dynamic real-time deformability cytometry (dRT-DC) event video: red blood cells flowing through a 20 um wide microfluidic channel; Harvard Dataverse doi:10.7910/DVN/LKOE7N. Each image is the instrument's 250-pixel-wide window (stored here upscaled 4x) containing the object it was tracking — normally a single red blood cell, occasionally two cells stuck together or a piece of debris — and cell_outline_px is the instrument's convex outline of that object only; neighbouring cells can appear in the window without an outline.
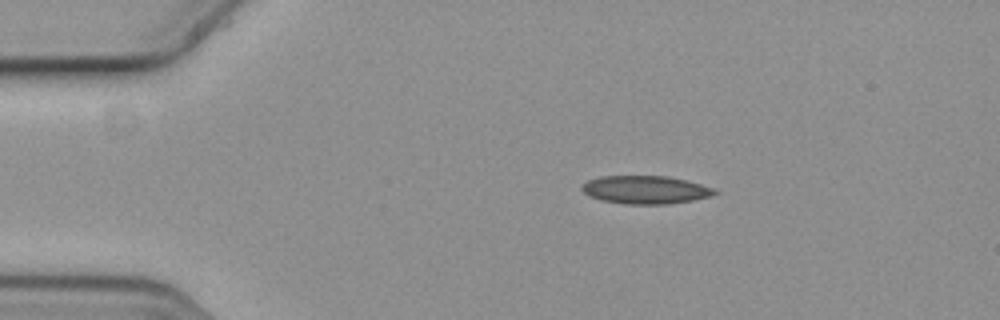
{"species": "common noctule bat (a hibernating species)", "species_latin": "Nyctalus noctula", "temperature_condition": "cold", "stored_images_in_passage": 7, "camera_frame_rate_fps": 3000, "um_per_image_px": 0.085, "animal": {"sex": "female", "body_mass_g": 19.3, "forearm_length_mm": 54.1}, "frame": {"image": 1, "passage_image": 3, "time_ms": 0.667, "image_size_px": [1000, 320], "cell_outline_px": [[720, 192], [708, 196], [692, 200], [668, 204], [624, 204], [600, 200], [588, 196], [580, 188], [588, 180], [600, 176], [668, 176], [700, 184], [712, 188]], "centroid_in_image_um": [54.81, 16.13], "position_along_channel_um": 30.2, "area_um2": 21.62}}
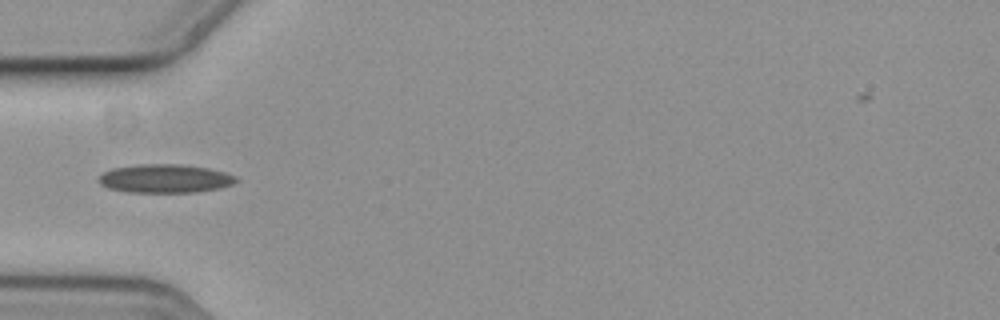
{"frame": {"image": 2, "passage_image": 5, "time_ms": 1.333, "image_size_px": [1000, 320], "cell_outline_px": [[240, 180], [232, 184], [220, 188], [196, 192], [124, 192], [108, 188], [100, 184], [96, 180], [104, 172], [112, 168], [140, 164], [180, 164], [208, 168], [224, 172], [236, 176]], "centroid_in_image_um": [14.02, 15.18], "position_along_channel_um": 71.0, "area_um2": 23.0}}
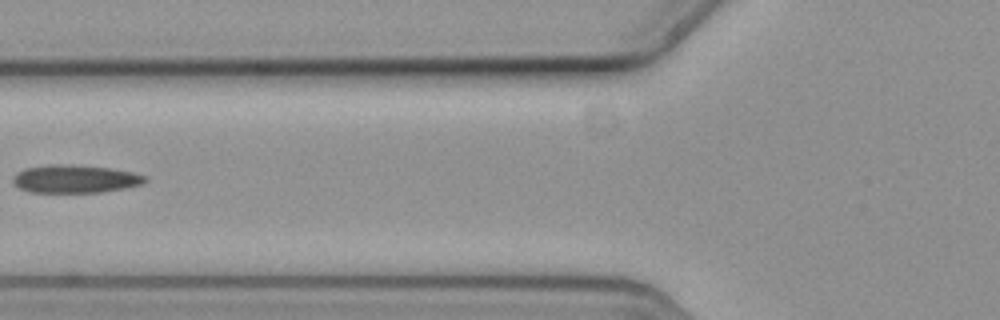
{"frame": {"image": 3, "passage_image": 6, "time_ms": 1.667, "image_size_px": [1000, 320], "cell_outline_px": [[148, 180], [140, 184], [124, 188], [100, 192], [28, 192], [20, 188], [12, 180], [12, 176], [16, 172], [24, 168], [48, 164], [68, 164], [112, 168], [132, 172], [148, 176]], "centroid_in_image_um": [6.36, 15.19], "position_along_channel_um": 119.4, "area_um2": 21.68}}